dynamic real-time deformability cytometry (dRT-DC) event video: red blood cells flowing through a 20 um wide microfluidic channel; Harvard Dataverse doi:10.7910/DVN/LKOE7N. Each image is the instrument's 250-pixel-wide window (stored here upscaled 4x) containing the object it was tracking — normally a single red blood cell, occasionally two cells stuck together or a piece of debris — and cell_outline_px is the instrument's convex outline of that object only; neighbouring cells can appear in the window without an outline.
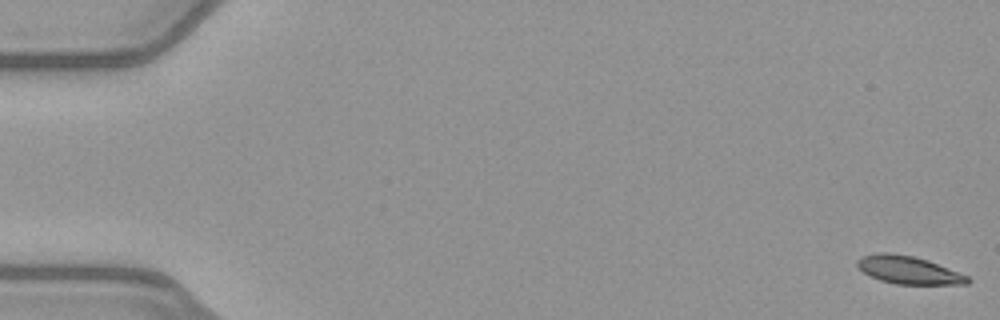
{"species": "common noctule bat (a hibernating species)", "species_latin": "Nyctalus noctula", "temperature_condition": "warm", "stored_images_in_passage": 52, "camera_frame_rate_fps": 3000, "um_per_image_px": 0.085, "animal": {"sex": "female", "body_mass_g": 21.9}, "frame": {"image": 1, "passage_image": 1, "time_ms": 0.0, "image_size_px": [1000, 320], "cell_outline_px": [[972, 280], [968, 284], [896, 284], [880, 280], [864, 272], [856, 264], [856, 260], [860, 256], [876, 252], [888, 252], [912, 256], [928, 260], [968, 276]], "centroid_in_image_um": [77.21, 22.94], "position_along_channel_um": 7.8, "area_um2": 17.86}}
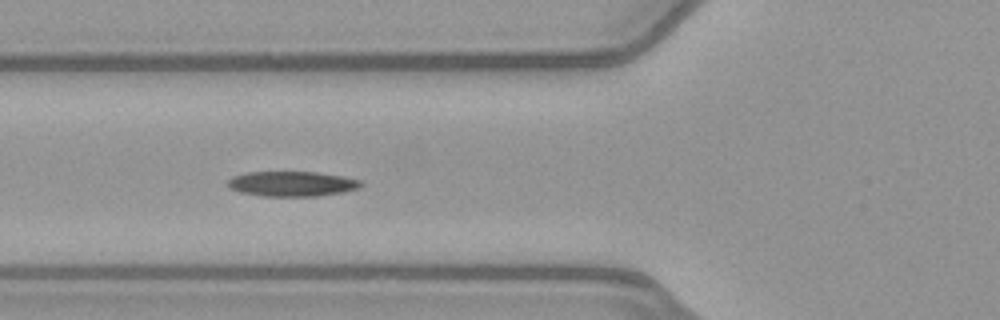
{"frame": {"image": 2, "passage_image": 20, "time_ms": 6.333, "image_size_px": [1000, 320], "cell_outline_px": [[364, 184], [360, 188], [344, 192], [316, 196], [260, 196], [240, 192], [228, 188], [228, 180], [232, 176], [248, 172], [316, 172], [340, 176], [360, 180]], "centroid_in_image_um": [24.8, 15.63], "position_along_channel_um": 101.0, "area_um2": 19.48}}
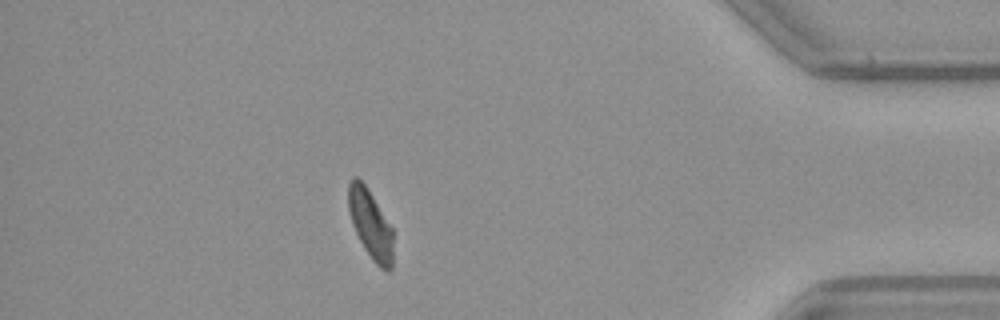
{"frame": {"image": 3, "passage_image": 46, "time_ms": 15.0, "image_size_px": [1000, 320], "cell_outline_px": [[392, 268], [388, 272], [380, 268], [372, 260], [364, 248], [352, 224], [348, 208], [348, 184], [352, 176], [356, 176], [364, 184], [372, 196], [392, 228]], "centroid_in_image_um": [31.47, 19.07], "position_along_channel_um": 403.7, "area_um2": 17.74}, "authors_computed_cell_mechanics": {"area_um2": 18.9873, "velocity_mm_per_s": 3.9992, "shape_relaxation_time_tau1_ms": 4.2237, "shape_relaxation_time_tau2_ms": 2.7673, "deformation_change_tau1": 0.1319, "deformation_change_tau2": 0.0793}}